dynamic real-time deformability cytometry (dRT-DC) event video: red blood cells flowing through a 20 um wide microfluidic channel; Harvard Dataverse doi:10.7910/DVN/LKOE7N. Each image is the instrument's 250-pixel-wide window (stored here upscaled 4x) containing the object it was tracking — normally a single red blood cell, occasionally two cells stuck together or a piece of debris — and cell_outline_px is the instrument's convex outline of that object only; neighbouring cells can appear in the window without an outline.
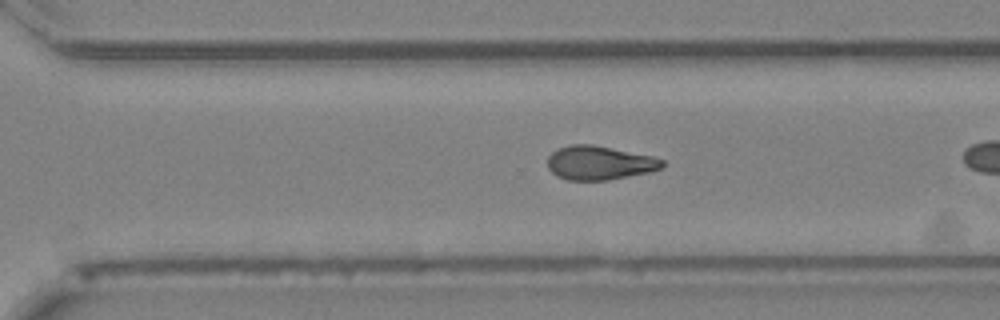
{"species": "Egyptian fruit bat (a non-hibernating species)", "species_latin": "Rousettus aegyptiacus", "temperature_condition": "cold", "stored_images_in_passage": 31, "camera_frame_rate_fps": 3000, "um_per_image_px": 0.085, "animal": {"sex": "female"}, "frame": {"image": 1, "passage_image": 27, "time_ms": 8.667, "image_size_px": [1000, 320], "cell_outline_px": [[664, 164], [660, 168], [652, 172], [608, 180], [568, 180], [556, 176], [548, 168], [548, 156], [556, 148], [572, 144], [592, 144], [652, 156], [664, 160]], "centroid_in_image_um": [50.94, 13.84], "position_along_channel_um": 319.7, "area_um2": 22.77}}